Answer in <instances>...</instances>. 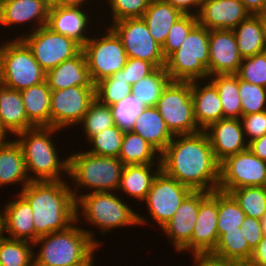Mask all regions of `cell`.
Here are the masks:
<instances>
[{
  "instance_id": "1",
  "label": "cell",
  "mask_w": 266,
  "mask_h": 266,
  "mask_svg": "<svg viewBox=\"0 0 266 266\" xmlns=\"http://www.w3.org/2000/svg\"><path fill=\"white\" fill-rule=\"evenodd\" d=\"M161 170L193 191L218 190L220 163L207 134L176 135L160 154Z\"/></svg>"
},
{
  "instance_id": "2",
  "label": "cell",
  "mask_w": 266,
  "mask_h": 266,
  "mask_svg": "<svg viewBox=\"0 0 266 266\" xmlns=\"http://www.w3.org/2000/svg\"><path fill=\"white\" fill-rule=\"evenodd\" d=\"M69 181H31L20 193L33 211L35 241L61 231L76 220V201Z\"/></svg>"
},
{
  "instance_id": "3",
  "label": "cell",
  "mask_w": 266,
  "mask_h": 266,
  "mask_svg": "<svg viewBox=\"0 0 266 266\" xmlns=\"http://www.w3.org/2000/svg\"><path fill=\"white\" fill-rule=\"evenodd\" d=\"M94 235V230L81 228L75 220L64 230L39 237L33 243L34 248L39 247V251H33L34 266L95 264L94 252L103 242Z\"/></svg>"
},
{
  "instance_id": "4",
  "label": "cell",
  "mask_w": 266,
  "mask_h": 266,
  "mask_svg": "<svg viewBox=\"0 0 266 266\" xmlns=\"http://www.w3.org/2000/svg\"><path fill=\"white\" fill-rule=\"evenodd\" d=\"M60 131L55 127L37 126L14 135L21 147L30 181H58L65 180L64 174L68 176V156L61 159L58 154L61 151L53 139Z\"/></svg>"
},
{
  "instance_id": "5",
  "label": "cell",
  "mask_w": 266,
  "mask_h": 266,
  "mask_svg": "<svg viewBox=\"0 0 266 266\" xmlns=\"http://www.w3.org/2000/svg\"><path fill=\"white\" fill-rule=\"evenodd\" d=\"M75 212L76 221L82 222L83 219L100 229L101 236L105 237L112 229L150 223L148 218L133 211L131 205L125 203L117 192L83 193L76 200Z\"/></svg>"
},
{
  "instance_id": "6",
  "label": "cell",
  "mask_w": 266,
  "mask_h": 266,
  "mask_svg": "<svg viewBox=\"0 0 266 266\" xmlns=\"http://www.w3.org/2000/svg\"><path fill=\"white\" fill-rule=\"evenodd\" d=\"M68 160L67 178L73 181L70 183L74 185L71 190L75 201L82 196L83 189L88 191L86 193L118 191L124 168L119 158L97 156L82 150L68 156Z\"/></svg>"
},
{
  "instance_id": "7",
  "label": "cell",
  "mask_w": 266,
  "mask_h": 266,
  "mask_svg": "<svg viewBox=\"0 0 266 266\" xmlns=\"http://www.w3.org/2000/svg\"><path fill=\"white\" fill-rule=\"evenodd\" d=\"M209 30L197 24L185 38L180 48L173 52L165 64L172 81L208 79Z\"/></svg>"
},
{
  "instance_id": "8",
  "label": "cell",
  "mask_w": 266,
  "mask_h": 266,
  "mask_svg": "<svg viewBox=\"0 0 266 266\" xmlns=\"http://www.w3.org/2000/svg\"><path fill=\"white\" fill-rule=\"evenodd\" d=\"M9 39V40H8ZM0 44V83L21 91L46 81V72L21 38Z\"/></svg>"
},
{
  "instance_id": "9",
  "label": "cell",
  "mask_w": 266,
  "mask_h": 266,
  "mask_svg": "<svg viewBox=\"0 0 266 266\" xmlns=\"http://www.w3.org/2000/svg\"><path fill=\"white\" fill-rule=\"evenodd\" d=\"M156 107L173 136L202 131L194 117L191 82L170 80Z\"/></svg>"
},
{
  "instance_id": "10",
  "label": "cell",
  "mask_w": 266,
  "mask_h": 266,
  "mask_svg": "<svg viewBox=\"0 0 266 266\" xmlns=\"http://www.w3.org/2000/svg\"><path fill=\"white\" fill-rule=\"evenodd\" d=\"M107 25L108 22L102 35L95 33L82 46L94 84L122 70L128 59L121 39Z\"/></svg>"
},
{
  "instance_id": "11",
  "label": "cell",
  "mask_w": 266,
  "mask_h": 266,
  "mask_svg": "<svg viewBox=\"0 0 266 266\" xmlns=\"http://www.w3.org/2000/svg\"><path fill=\"white\" fill-rule=\"evenodd\" d=\"M19 35L13 38H21L27 44L35 60L46 73L82 50V46L73 38L56 33L47 25Z\"/></svg>"
},
{
  "instance_id": "12",
  "label": "cell",
  "mask_w": 266,
  "mask_h": 266,
  "mask_svg": "<svg viewBox=\"0 0 266 266\" xmlns=\"http://www.w3.org/2000/svg\"><path fill=\"white\" fill-rule=\"evenodd\" d=\"M110 27L121 39L128 58H138L152 63L156 68L165 67L166 59L161 45L154 40L142 18H126Z\"/></svg>"
},
{
  "instance_id": "13",
  "label": "cell",
  "mask_w": 266,
  "mask_h": 266,
  "mask_svg": "<svg viewBox=\"0 0 266 266\" xmlns=\"http://www.w3.org/2000/svg\"><path fill=\"white\" fill-rule=\"evenodd\" d=\"M250 186L266 187V161L246 149L220 163L218 190L228 193Z\"/></svg>"
},
{
  "instance_id": "14",
  "label": "cell",
  "mask_w": 266,
  "mask_h": 266,
  "mask_svg": "<svg viewBox=\"0 0 266 266\" xmlns=\"http://www.w3.org/2000/svg\"><path fill=\"white\" fill-rule=\"evenodd\" d=\"M95 99V86L51 90V127L64 131L67 127L78 126Z\"/></svg>"
},
{
  "instance_id": "15",
  "label": "cell",
  "mask_w": 266,
  "mask_h": 266,
  "mask_svg": "<svg viewBox=\"0 0 266 266\" xmlns=\"http://www.w3.org/2000/svg\"><path fill=\"white\" fill-rule=\"evenodd\" d=\"M192 191L162 170L157 174L144 203L151 220L155 222V226L158 225L159 230L174 216L176 210Z\"/></svg>"
},
{
  "instance_id": "16",
  "label": "cell",
  "mask_w": 266,
  "mask_h": 266,
  "mask_svg": "<svg viewBox=\"0 0 266 266\" xmlns=\"http://www.w3.org/2000/svg\"><path fill=\"white\" fill-rule=\"evenodd\" d=\"M209 195L206 191H192L161 228L177 253H191V237L197 220L200 203Z\"/></svg>"
},
{
  "instance_id": "17",
  "label": "cell",
  "mask_w": 266,
  "mask_h": 266,
  "mask_svg": "<svg viewBox=\"0 0 266 266\" xmlns=\"http://www.w3.org/2000/svg\"><path fill=\"white\" fill-rule=\"evenodd\" d=\"M241 62L233 30H209V76L237 74Z\"/></svg>"
},
{
  "instance_id": "18",
  "label": "cell",
  "mask_w": 266,
  "mask_h": 266,
  "mask_svg": "<svg viewBox=\"0 0 266 266\" xmlns=\"http://www.w3.org/2000/svg\"><path fill=\"white\" fill-rule=\"evenodd\" d=\"M49 8L44 0H0V26L11 28L23 24L24 28L28 22L32 31L26 30L25 34L33 32L47 25Z\"/></svg>"
},
{
  "instance_id": "19",
  "label": "cell",
  "mask_w": 266,
  "mask_h": 266,
  "mask_svg": "<svg viewBox=\"0 0 266 266\" xmlns=\"http://www.w3.org/2000/svg\"><path fill=\"white\" fill-rule=\"evenodd\" d=\"M218 190L212 191L200 203L191 237V254H210L218 242Z\"/></svg>"
},
{
  "instance_id": "20",
  "label": "cell",
  "mask_w": 266,
  "mask_h": 266,
  "mask_svg": "<svg viewBox=\"0 0 266 266\" xmlns=\"http://www.w3.org/2000/svg\"><path fill=\"white\" fill-rule=\"evenodd\" d=\"M209 139L216 160L221 163L229 156L248 149L240 119L223 118L203 130Z\"/></svg>"
},
{
  "instance_id": "21",
  "label": "cell",
  "mask_w": 266,
  "mask_h": 266,
  "mask_svg": "<svg viewBox=\"0 0 266 266\" xmlns=\"http://www.w3.org/2000/svg\"><path fill=\"white\" fill-rule=\"evenodd\" d=\"M250 13L240 0H202L198 24L208 30H233Z\"/></svg>"
},
{
  "instance_id": "22",
  "label": "cell",
  "mask_w": 266,
  "mask_h": 266,
  "mask_svg": "<svg viewBox=\"0 0 266 266\" xmlns=\"http://www.w3.org/2000/svg\"><path fill=\"white\" fill-rule=\"evenodd\" d=\"M88 11L90 9L84 10L82 7H50L47 26L56 33L73 38L83 46L93 33L90 30L94 29L90 27V24L94 23V14H89Z\"/></svg>"
},
{
  "instance_id": "23",
  "label": "cell",
  "mask_w": 266,
  "mask_h": 266,
  "mask_svg": "<svg viewBox=\"0 0 266 266\" xmlns=\"http://www.w3.org/2000/svg\"><path fill=\"white\" fill-rule=\"evenodd\" d=\"M202 81H191V93L194 117L198 127L203 131L224 116L217 88L209 79H204V83Z\"/></svg>"
},
{
  "instance_id": "24",
  "label": "cell",
  "mask_w": 266,
  "mask_h": 266,
  "mask_svg": "<svg viewBox=\"0 0 266 266\" xmlns=\"http://www.w3.org/2000/svg\"><path fill=\"white\" fill-rule=\"evenodd\" d=\"M3 206L4 209V234L7 238L35 242V227L33 211L28 201L17 193L16 199L12 197Z\"/></svg>"
},
{
  "instance_id": "25",
  "label": "cell",
  "mask_w": 266,
  "mask_h": 266,
  "mask_svg": "<svg viewBox=\"0 0 266 266\" xmlns=\"http://www.w3.org/2000/svg\"><path fill=\"white\" fill-rule=\"evenodd\" d=\"M46 81L51 90H61L73 86H95L87 67L84 52L63 61L46 73Z\"/></svg>"
},
{
  "instance_id": "26",
  "label": "cell",
  "mask_w": 266,
  "mask_h": 266,
  "mask_svg": "<svg viewBox=\"0 0 266 266\" xmlns=\"http://www.w3.org/2000/svg\"><path fill=\"white\" fill-rule=\"evenodd\" d=\"M0 124L11 136L35 127L28 119L21 92L0 83Z\"/></svg>"
},
{
  "instance_id": "27",
  "label": "cell",
  "mask_w": 266,
  "mask_h": 266,
  "mask_svg": "<svg viewBox=\"0 0 266 266\" xmlns=\"http://www.w3.org/2000/svg\"><path fill=\"white\" fill-rule=\"evenodd\" d=\"M30 182L23 153L17 141L10 138L0 143V189L19 183L22 186L21 191Z\"/></svg>"
},
{
  "instance_id": "28",
  "label": "cell",
  "mask_w": 266,
  "mask_h": 266,
  "mask_svg": "<svg viewBox=\"0 0 266 266\" xmlns=\"http://www.w3.org/2000/svg\"><path fill=\"white\" fill-rule=\"evenodd\" d=\"M160 171L161 165H124L118 189L121 192L119 194L123 192L125 196L129 195L127 198L144 202L155 177Z\"/></svg>"
},
{
  "instance_id": "29",
  "label": "cell",
  "mask_w": 266,
  "mask_h": 266,
  "mask_svg": "<svg viewBox=\"0 0 266 266\" xmlns=\"http://www.w3.org/2000/svg\"><path fill=\"white\" fill-rule=\"evenodd\" d=\"M140 135L160 154L173 139L156 106H147L136 118L131 130Z\"/></svg>"
},
{
  "instance_id": "30",
  "label": "cell",
  "mask_w": 266,
  "mask_h": 266,
  "mask_svg": "<svg viewBox=\"0 0 266 266\" xmlns=\"http://www.w3.org/2000/svg\"><path fill=\"white\" fill-rule=\"evenodd\" d=\"M183 15L179 9L164 0H151L141 18L149 28L151 36L162 46L172 25Z\"/></svg>"
},
{
  "instance_id": "31",
  "label": "cell",
  "mask_w": 266,
  "mask_h": 266,
  "mask_svg": "<svg viewBox=\"0 0 266 266\" xmlns=\"http://www.w3.org/2000/svg\"><path fill=\"white\" fill-rule=\"evenodd\" d=\"M27 119L35 126H50L51 89L47 81L20 91Z\"/></svg>"
},
{
  "instance_id": "32",
  "label": "cell",
  "mask_w": 266,
  "mask_h": 266,
  "mask_svg": "<svg viewBox=\"0 0 266 266\" xmlns=\"http://www.w3.org/2000/svg\"><path fill=\"white\" fill-rule=\"evenodd\" d=\"M264 31V24L256 15L252 14L233 29L238 51L242 58L265 51Z\"/></svg>"
},
{
  "instance_id": "33",
  "label": "cell",
  "mask_w": 266,
  "mask_h": 266,
  "mask_svg": "<svg viewBox=\"0 0 266 266\" xmlns=\"http://www.w3.org/2000/svg\"><path fill=\"white\" fill-rule=\"evenodd\" d=\"M119 159L124 165H161L160 153L132 131L124 132Z\"/></svg>"
},
{
  "instance_id": "34",
  "label": "cell",
  "mask_w": 266,
  "mask_h": 266,
  "mask_svg": "<svg viewBox=\"0 0 266 266\" xmlns=\"http://www.w3.org/2000/svg\"><path fill=\"white\" fill-rule=\"evenodd\" d=\"M252 254L253 250L249 247L241 227L223 233L219 237L216 247L210 253L218 259L236 261L242 264H248Z\"/></svg>"
},
{
  "instance_id": "35",
  "label": "cell",
  "mask_w": 266,
  "mask_h": 266,
  "mask_svg": "<svg viewBox=\"0 0 266 266\" xmlns=\"http://www.w3.org/2000/svg\"><path fill=\"white\" fill-rule=\"evenodd\" d=\"M208 79L218 90L224 118L242 117V106L239 95V77L237 74H216Z\"/></svg>"
},
{
  "instance_id": "36",
  "label": "cell",
  "mask_w": 266,
  "mask_h": 266,
  "mask_svg": "<svg viewBox=\"0 0 266 266\" xmlns=\"http://www.w3.org/2000/svg\"><path fill=\"white\" fill-rule=\"evenodd\" d=\"M169 81V74L165 67H158L132 85L131 95L138 98L146 106H156L163 89Z\"/></svg>"
},
{
  "instance_id": "37",
  "label": "cell",
  "mask_w": 266,
  "mask_h": 266,
  "mask_svg": "<svg viewBox=\"0 0 266 266\" xmlns=\"http://www.w3.org/2000/svg\"><path fill=\"white\" fill-rule=\"evenodd\" d=\"M33 243L25 240L0 238V264L4 266H34Z\"/></svg>"
},
{
  "instance_id": "38",
  "label": "cell",
  "mask_w": 266,
  "mask_h": 266,
  "mask_svg": "<svg viewBox=\"0 0 266 266\" xmlns=\"http://www.w3.org/2000/svg\"><path fill=\"white\" fill-rule=\"evenodd\" d=\"M246 216L260 220L266 214V187L250 186L228 192Z\"/></svg>"
},
{
  "instance_id": "39",
  "label": "cell",
  "mask_w": 266,
  "mask_h": 266,
  "mask_svg": "<svg viewBox=\"0 0 266 266\" xmlns=\"http://www.w3.org/2000/svg\"><path fill=\"white\" fill-rule=\"evenodd\" d=\"M131 87L124 79L122 69L95 84V97L100 103L112 106L131 95Z\"/></svg>"
},
{
  "instance_id": "40",
  "label": "cell",
  "mask_w": 266,
  "mask_h": 266,
  "mask_svg": "<svg viewBox=\"0 0 266 266\" xmlns=\"http://www.w3.org/2000/svg\"><path fill=\"white\" fill-rule=\"evenodd\" d=\"M245 217V213L235 199L229 193L218 190V237L227 231L241 227Z\"/></svg>"
},
{
  "instance_id": "41",
  "label": "cell",
  "mask_w": 266,
  "mask_h": 266,
  "mask_svg": "<svg viewBox=\"0 0 266 266\" xmlns=\"http://www.w3.org/2000/svg\"><path fill=\"white\" fill-rule=\"evenodd\" d=\"M85 141L87 142L92 136L115 125L112 111L108 105L100 103L95 99L89 106L81 123L79 124Z\"/></svg>"
},
{
  "instance_id": "42",
  "label": "cell",
  "mask_w": 266,
  "mask_h": 266,
  "mask_svg": "<svg viewBox=\"0 0 266 266\" xmlns=\"http://www.w3.org/2000/svg\"><path fill=\"white\" fill-rule=\"evenodd\" d=\"M123 135L124 131L114 125L92 136L87 142H85L92 147L85 151L97 156L119 158Z\"/></svg>"
},
{
  "instance_id": "43",
  "label": "cell",
  "mask_w": 266,
  "mask_h": 266,
  "mask_svg": "<svg viewBox=\"0 0 266 266\" xmlns=\"http://www.w3.org/2000/svg\"><path fill=\"white\" fill-rule=\"evenodd\" d=\"M109 107L112 111L115 125L126 132L132 130L136 118L147 106L138 98L128 95L118 103Z\"/></svg>"
},
{
  "instance_id": "44",
  "label": "cell",
  "mask_w": 266,
  "mask_h": 266,
  "mask_svg": "<svg viewBox=\"0 0 266 266\" xmlns=\"http://www.w3.org/2000/svg\"><path fill=\"white\" fill-rule=\"evenodd\" d=\"M198 24L197 16L184 14L170 28L167 38L162 47V54L167 59L173 52L178 50L189 32Z\"/></svg>"
},
{
  "instance_id": "45",
  "label": "cell",
  "mask_w": 266,
  "mask_h": 266,
  "mask_svg": "<svg viewBox=\"0 0 266 266\" xmlns=\"http://www.w3.org/2000/svg\"><path fill=\"white\" fill-rule=\"evenodd\" d=\"M242 116L266 111V88L239 78Z\"/></svg>"
},
{
  "instance_id": "46",
  "label": "cell",
  "mask_w": 266,
  "mask_h": 266,
  "mask_svg": "<svg viewBox=\"0 0 266 266\" xmlns=\"http://www.w3.org/2000/svg\"><path fill=\"white\" fill-rule=\"evenodd\" d=\"M237 75L243 81L266 88V52L242 58Z\"/></svg>"
},
{
  "instance_id": "47",
  "label": "cell",
  "mask_w": 266,
  "mask_h": 266,
  "mask_svg": "<svg viewBox=\"0 0 266 266\" xmlns=\"http://www.w3.org/2000/svg\"><path fill=\"white\" fill-rule=\"evenodd\" d=\"M105 1L110 8L109 12L111 15L112 20L111 24L113 22L126 19V18H141L147 8L149 7V4L151 0H103Z\"/></svg>"
},
{
  "instance_id": "48",
  "label": "cell",
  "mask_w": 266,
  "mask_h": 266,
  "mask_svg": "<svg viewBox=\"0 0 266 266\" xmlns=\"http://www.w3.org/2000/svg\"><path fill=\"white\" fill-rule=\"evenodd\" d=\"M240 120L248 143L266 134V111L243 115Z\"/></svg>"
},
{
  "instance_id": "49",
  "label": "cell",
  "mask_w": 266,
  "mask_h": 266,
  "mask_svg": "<svg viewBox=\"0 0 266 266\" xmlns=\"http://www.w3.org/2000/svg\"><path fill=\"white\" fill-rule=\"evenodd\" d=\"M155 69L156 67L148 61L138 58H128L123 67L124 79L132 86L143 77L152 73Z\"/></svg>"
},
{
  "instance_id": "50",
  "label": "cell",
  "mask_w": 266,
  "mask_h": 266,
  "mask_svg": "<svg viewBox=\"0 0 266 266\" xmlns=\"http://www.w3.org/2000/svg\"><path fill=\"white\" fill-rule=\"evenodd\" d=\"M241 230L249 247L254 250L264 236L260 220L246 216L241 224Z\"/></svg>"
},
{
  "instance_id": "51",
  "label": "cell",
  "mask_w": 266,
  "mask_h": 266,
  "mask_svg": "<svg viewBox=\"0 0 266 266\" xmlns=\"http://www.w3.org/2000/svg\"><path fill=\"white\" fill-rule=\"evenodd\" d=\"M192 266H244L245 264L218 259L210 254H200L192 257Z\"/></svg>"
},
{
  "instance_id": "52",
  "label": "cell",
  "mask_w": 266,
  "mask_h": 266,
  "mask_svg": "<svg viewBox=\"0 0 266 266\" xmlns=\"http://www.w3.org/2000/svg\"><path fill=\"white\" fill-rule=\"evenodd\" d=\"M164 1L170 3L173 7L179 9L183 14H193V15L198 14L202 4V0H164Z\"/></svg>"
},
{
  "instance_id": "53",
  "label": "cell",
  "mask_w": 266,
  "mask_h": 266,
  "mask_svg": "<svg viewBox=\"0 0 266 266\" xmlns=\"http://www.w3.org/2000/svg\"><path fill=\"white\" fill-rule=\"evenodd\" d=\"M249 266H266V235L253 250L252 257L248 262Z\"/></svg>"
},
{
  "instance_id": "54",
  "label": "cell",
  "mask_w": 266,
  "mask_h": 266,
  "mask_svg": "<svg viewBox=\"0 0 266 266\" xmlns=\"http://www.w3.org/2000/svg\"><path fill=\"white\" fill-rule=\"evenodd\" d=\"M248 149L261 160L266 161V134L249 142Z\"/></svg>"
},
{
  "instance_id": "55",
  "label": "cell",
  "mask_w": 266,
  "mask_h": 266,
  "mask_svg": "<svg viewBox=\"0 0 266 266\" xmlns=\"http://www.w3.org/2000/svg\"><path fill=\"white\" fill-rule=\"evenodd\" d=\"M89 1V0H87ZM86 0H51L50 7H82L86 8L84 5H89ZM95 1V0H91ZM84 6V7H83Z\"/></svg>"
},
{
  "instance_id": "56",
  "label": "cell",
  "mask_w": 266,
  "mask_h": 266,
  "mask_svg": "<svg viewBox=\"0 0 266 266\" xmlns=\"http://www.w3.org/2000/svg\"><path fill=\"white\" fill-rule=\"evenodd\" d=\"M245 9L252 15H256V13L261 9L266 0H240Z\"/></svg>"
},
{
  "instance_id": "57",
  "label": "cell",
  "mask_w": 266,
  "mask_h": 266,
  "mask_svg": "<svg viewBox=\"0 0 266 266\" xmlns=\"http://www.w3.org/2000/svg\"><path fill=\"white\" fill-rule=\"evenodd\" d=\"M256 16L261 20L264 26H266V2L263 4L261 9L256 13Z\"/></svg>"
},
{
  "instance_id": "58",
  "label": "cell",
  "mask_w": 266,
  "mask_h": 266,
  "mask_svg": "<svg viewBox=\"0 0 266 266\" xmlns=\"http://www.w3.org/2000/svg\"><path fill=\"white\" fill-rule=\"evenodd\" d=\"M4 209H0V238L4 237Z\"/></svg>"
},
{
  "instance_id": "59",
  "label": "cell",
  "mask_w": 266,
  "mask_h": 266,
  "mask_svg": "<svg viewBox=\"0 0 266 266\" xmlns=\"http://www.w3.org/2000/svg\"><path fill=\"white\" fill-rule=\"evenodd\" d=\"M8 136H9L8 133L4 130V128L0 124V143L9 140V138H7Z\"/></svg>"
},
{
  "instance_id": "60",
  "label": "cell",
  "mask_w": 266,
  "mask_h": 266,
  "mask_svg": "<svg viewBox=\"0 0 266 266\" xmlns=\"http://www.w3.org/2000/svg\"><path fill=\"white\" fill-rule=\"evenodd\" d=\"M261 227L264 235H266V214L260 219Z\"/></svg>"
},
{
  "instance_id": "61",
  "label": "cell",
  "mask_w": 266,
  "mask_h": 266,
  "mask_svg": "<svg viewBox=\"0 0 266 266\" xmlns=\"http://www.w3.org/2000/svg\"><path fill=\"white\" fill-rule=\"evenodd\" d=\"M264 45H265V52H266V26L264 31Z\"/></svg>"
},
{
  "instance_id": "62",
  "label": "cell",
  "mask_w": 266,
  "mask_h": 266,
  "mask_svg": "<svg viewBox=\"0 0 266 266\" xmlns=\"http://www.w3.org/2000/svg\"><path fill=\"white\" fill-rule=\"evenodd\" d=\"M74 266H94V264H77V265H74Z\"/></svg>"
},
{
  "instance_id": "63",
  "label": "cell",
  "mask_w": 266,
  "mask_h": 266,
  "mask_svg": "<svg viewBox=\"0 0 266 266\" xmlns=\"http://www.w3.org/2000/svg\"><path fill=\"white\" fill-rule=\"evenodd\" d=\"M46 1L49 5L51 4V0H44Z\"/></svg>"
}]
</instances>
